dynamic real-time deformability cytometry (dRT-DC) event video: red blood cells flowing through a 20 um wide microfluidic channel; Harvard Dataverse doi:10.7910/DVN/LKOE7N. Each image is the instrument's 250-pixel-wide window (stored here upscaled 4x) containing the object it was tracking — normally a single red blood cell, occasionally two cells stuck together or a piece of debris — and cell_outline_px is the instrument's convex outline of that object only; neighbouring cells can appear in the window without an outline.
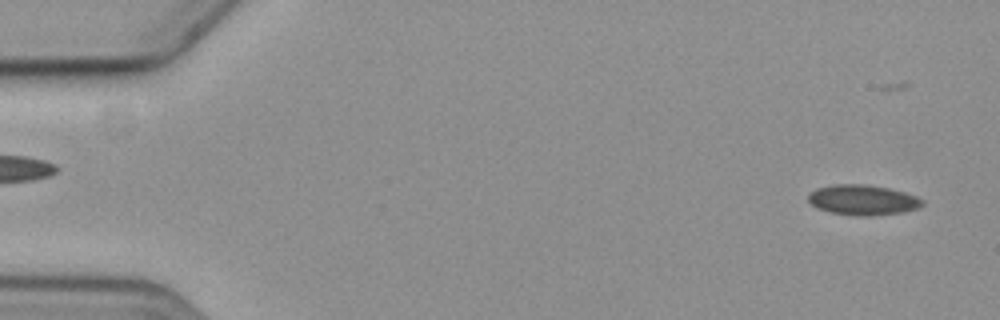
{"species": "common noctule bat (a hibernating species)", "species_latin": "Nyctalus noctula", "temperature_condition": "cold", "stored_images_in_passage": 6, "segment_of_instrument_passage": [2, 2], "camera_frame_rate_fps": 3000, "um_per_image_px": 0.085, "animal": {"sex": "female", "body_mass_g": 19.3, "forearm_length_mm": 54.1}, "frame": {"image": 1, "passage_image": 6, "time_ms": 5.667, "image_size_px": [1000, 320], "cell_outline_px": [[924, 204], [920, 208], [900, 212], [868, 216], [864, 216], [832, 212], [820, 208], [812, 204], [808, 200], [808, 192], [816, 188], [832, 184], [864, 184], [888, 188], [904, 192], [916, 196], [924, 200]], "centroid_in_image_um": [73.35, 16.97], "position_along_channel_um": 11.7, "area_um2": 19.94}}